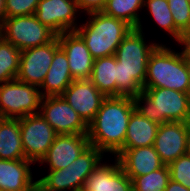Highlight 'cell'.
Listing matches in <instances>:
<instances>
[{
    "mask_svg": "<svg viewBox=\"0 0 190 191\" xmlns=\"http://www.w3.org/2000/svg\"><path fill=\"white\" fill-rule=\"evenodd\" d=\"M158 43L147 45L144 33L139 28H132L117 47L116 57V96H138L147 75V65L151 53Z\"/></svg>",
    "mask_w": 190,
    "mask_h": 191,
    "instance_id": "1",
    "label": "cell"
},
{
    "mask_svg": "<svg viewBox=\"0 0 190 191\" xmlns=\"http://www.w3.org/2000/svg\"><path fill=\"white\" fill-rule=\"evenodd\" d=\"M134 110L135 104L131 97H106L88 124L90 145L103 154L110 152L116 155L124 146L128 121Z\"/></svg>",
    "mask_w": 190,
    "mask_h": 191,
    "instance_id": "2",
    "label": "cell"
},
{
    "mask_svg": "<svg viewBox=\"0 0 190 191\" xmlns=\"http://www.w3.org/2000/svg\"><path fill=\"white\" fill-rule=\"evenodd\" d=\"M133 100L135 110L158 124L190 120V94L188 93L166 88H143ZM142 103L145 105L142 106Z\"/></svg>",
    "mask_w": 190,
    "mask_h": 191,
    "instance_id": "3",
    "label": "cell"
},
{
    "mask_svg": "<svg viewBox=\"0 0 190 191\" xmlns=\"http://www.w3.org/2000/svg\"><path fill=\"white\" fill-rule=\"evenodd\" d=\"M89 21L75 31L82 37L94 59L115 54L125 36L133 28L122 19L100 12L88 13Z\"/></svg>",
    "mask_w": 190,
    "mask_h": 191,
    "instance_id": "4",
    "label": "cell"
},
{
    "mask_svg": "<svg viewBox=\"0 0 190 191\" xmlns=\"http://www.w3.org/2000/svg\"><path fill=\"white\" fill-rule=\"evenodd\" d=\"M144 88H166L190 94V76L183 53L158 45L148 60Z\"/></svg>",
    "mask_w": 190,
    "mask_h": 191,
    "instance_id": "5",
    "label": "cell"
},
{
    "mask_svg": "<svg viewBox=\"0 0 190 191\" xmlns=\"http://www.w3.org/2000/svg\"><path fill=\"white\" fill-rule=\"evenodd\" d=\"M103 153L89 146L66 168L50 170L49 174L37 180V191H82L86 178L101 163Z\"/></svg>",
    "mask_w": 190,
    "mask_h": 191,
    "instance_id": "6",
    "label": "cell"
},
{
    "mask_svg": "<svg viewBox=\"0 0 190 191\" xmlns=\"http://www.w3.org/2000/svg\"><path fill=\"white\" fill-rule=\"evenodd\" d=\"M40 90L17 79L0 83V116L19 119L39 113L42 100Z\"/></svg>",
    "mask_w": 190,
    "mask_h": 191,
    "instance_id": "7",
    "label": "cell"
},
{
    "mask_svg": "<svg viewBox=\"0 0 190 191\" xmlns=\"http://www.w3.org/2000/svg\"><path fill=\"white\" fill-rule=\"evenodd\" d=\"M0 36L23 51L51 42L57 35L32 14L6 18Z\"/></svg>",
    "mask_w": 190,
    "mask_h": 191,
    "instance_id": "8",
    "label": "cell"
},
{
    "mask_svg": "<svg viewBox=\"0 0 190 191\" xmlns=\"http://www.w3.org/2000/svg\"><path fill=\"white\" fill-rule=\"evenodd\" d=\"M20 133L25 157L33 163L41 161L57 135L40 113L20 118Z\"/></svg>",
    "mask_w": 190,
    "mask_h": 191,
    "instance_id": "9",
    "label": "cell"
},
{
    "mask_svg": "<svg viewBox=\"0 0 190 191\" xmlns=\"http://www.w3.org/2000/svg\"><path fill=\"white\" fill-rule=\"evenodd\" d=\"M41 104L40 115L57 135L88 134V124L62 96L42 97Z\"/></svg>",
    "mask_w": 190,
    "mask_h": 191,
    "instance_id": "10",
    "label": "cell"
},
{
    "mask_svg": "<svg viewBox=\"0 0 190 191\" xmlns=\"http://www.w3.org/2000/svg\"><path fill=\"white\" fill-rule=\"evenodd\" d=\"M59 47L56 36L51 42L21 51L16 79L40 87Z\"/></svg>",
    "mask_w": 190,
    "mask_h": 191,
    "instance_id": "11",
    "label": "cell"
},
{
    "mask_svg": "<svg viewBox=\"0 0 190 191\" xmlns=\"http://www.w3.org/2000/svg\"><path fill=\"white\" fill-rule=\"evenodd\" d=\"M78 11L76 0H39L35 15L41 24L61 35L78 28L75 23Z\"/></svg>",
    "mask_w": 190,
    "mask_h": 191,
    "instance_id": "12",
    "label": "cell"
},
{
    "mask_svg": "<svg viewBox=\"0 0 190 191\" xmlns=\"http://www.w3.org/2000/svg\"><path fill=\"white\" fill-rule=\"evenodd\" d=\"M61 96L87 124L94 119L106 98L89 79L73 80Z\"/></svg>",
    "mask_w": 190,
    "mask_h": 191,
    "instance_id": "13",
    "label": "cell"
},
{
    "mask_svg": "<svg viewBox=\"0 0 190 191\" xmlns=\"http://www.w3.org/2000/svg\"><path fill=\"white\" fill-rule=\"evenodd\" d=\"M89 146L87 134L56 135L54 142L40 163H49V170L66 168Z\"/></svg>",
    "mask_w": 190,
    "mask_h": 191,
    "instance_id": "14",
    "label": "cell"
},
{
    "mask_svg": "<svg viewBox=\"0 0 190 191\" xmlns=\"http://www.w3.org/2000/svg\"><path fill=\"white\" fill-rule=\"evenodd\" d=\"M186 122H166L159 125L153 147L165 165L186 154Z\"/></svg>",
    "mask_w": 190,
    "mask_h": 191,
    "instance_id": "15",
    "label": "cell"
},
{
    "mask_svg": "<svg viewBox=\"0 0 190 191\" xmlns=\"http://www.w3.org/2000/svg\"><path fill=\"white\" fill-rule=\"evenodd\" d=\"M59 46L68 58V66L74 80L89 79L94 58L82 37L76 31H67L57 35Z\"/></svg>",
    "mask_w": 190,
    "mask_h": 191,
    "instance_id": "16",
    "label": "cell"
},
{
    "mask_svg": "<svg viewBox=\"0 0 190 191\" xmlns=\"http://www.w3.org/2000/svg\"><path fill=\"white\" fill-rule=\"evenodd\" d=\"M116 159L126 175L132 180L137 176L149 174L162 168L165 164L152 146L133 149H121Z\"/></svg>",
    "mask_w": 190,
    "mask_h": 191,
    "instance_id": "17",
    "label": "cell"
},
{
    "mask_svg": "<svg viewBox=\"0 0 190 191\" xmlns=\"http://www.w3.org/2000/svg\"><path fill=\"white\" fill-rule=\"evenodd\" d=\"M82 191H133L132 179L116 159L114 165L100 163L86 178Z\"/></svg>",
    "mask_w": 190,
    "mask_h": 191,
    "instance_id": "18",
    "label": "cell"
},
{
    "mask_svg": "<svg viewBox=\"0 0 190 191\" xmlns=\"http://www.w3.org/2000/svg\"><path fill=\"white\" fill-rule=\"evenodd\" d=\"M27 159H0V191H37Z\"/></svg>",
    "mask_w": 190,
    "mask_h": 191,
    "instance_id": "19",
    "label": "cell"
},
{
    "mask_svg": "<svg viewBox=\"0 0 190 191\" xmlns=\"http://www.w3.org/2000/svg\"><path fill=\"white\" fill-rule=\"evenodd\" d=\"M73 80L68 66L67 55L64 50L59 47L55 51L50 68L42 85L39 87L45 90L44 93L41 91L42 97L61 96Z\"/></svg>",
    "mask_w": 190,
    "mask_h": 191,
    "instance_id": "20",
    "label": "cell"
},
{
    "mask_svg": "<svg viewBox=\"0 0 190 191\" xmlns=\"http://www.w3.org/2000/svg\"><path fill=\"white\" fill-rule=\"evenodd\" d=\"M159 125L141 115L137 110H134L128 121L127 133L122 149L152 146Z\"/></svg>",
    "mask_w": 190,
    "mask_h": 191,
    "instance_id": "21",
    "label": "cell"
},
{
    "mask_svg": "<svg viewBox=\"0 0 190 191\" xmlns=\"http://www.w3.org/2000/svg\"><path fill=\"white\" fill-rule=\"evenodd\" d=\"M0 159H26L21 141L20 118H5L0 123Z\"/></svg>",
    "mask_w": 190,
    "mask_h": 191,
    "instance_id": "22",
    "label": "cell"
},
{
    "mask_svg": "<svg viewBox=\"0 0 190 191\" xmlns=\"http://www.w3.org/2000/svg\"><path fill=\"white\" fill-rule=\"evenodd\" d=\"M116 57L114 55L94 59L89 80L106 97L116 96Z\"/></svg>",
    "mask_w": 190,
    "mask_h": 191,
    "instance_id": "23",
    "label": "cell"
},
{
    "mask_svg": "<svg viewBox=\"0 0 190 191\" xmlns=\"http://www.w3.org/2000/svg\"><path fill=\"white\" fill-rule=\"evenodd\" d=\"M144 0H107L102 12L108 16L119 18L133 28L143 29L140 15L137 13L143 6Z\"/></svg>",
    "mask_w": 190,
    "mask_h": 191,
    "instance_id": "24",
    "label": "cell"
},
{
    "mask_svg": "<svg viewBox=\"0 0 190 191\" xmlns=\"http://www.w3.org/2000/svg\"><path fill=\"white\" fill-rule=\"evenodd\" d=\"M143 6L148 7L149 14L157 25L182 44V34L175 28V23L167 0H144Z\"/></svg>",
    "mask_w": 190,
    "mask_h": 191,
    "instance_id": "25",
    "label": "cell"
},
{
    "mask_svg": "<svg viewBox=\"0 0 190 191\" xmlns=\"http://www.w3.org/2000/svg\"><path fill=\"white\" fill-rule=\"evenodd\" d=\"M21 51L0 36V83L16 79Z\"/></svg>",
    "mask_w": 190,
    "mask_h": 191,
    "instance_id": "26",
    "label": "cell"
},
{
    "mask_svg": "<svg viewBox=\"0 0 190 191\" xmlns=\"http://www.w3.org/2000/svg\"><path fill=\"white\" fill-rule=\"evenodd\" d=\"M168 165L132 180L133 191H164L170 180Z\"/></svg>",
    "mask_w": 190,
    "mask_h": 191,
    "instance_id": "27",
    "label": "cell"
},
{
    "mask_svg": "<svg viewBox=\"0 0 190 191\" xmlns=\"http://www.w3.org/2000/svg\"><path fill=\"white\" fill-rule=\"evenodd\" d=\"M175 28L183 35L190 25V0H167Z\"/></svg>",
    "mask_w": 190,
    "mask_h": 191,
    "instance_id": "28",
    "label": "cell"
},
{
    "mask_svg": "<svg viewBox=\"0 0 190 191\" xmlns=\"http://www.w3.org/2000/svg\"><path fill=\"white\" fill-rule=\"evenodd\" d=\"M170 178L190 189V155L184 154L169 165Z\"/></svg>",
    "mask_w": 190,
    "mask_h": 191,
    "instance_id": "29",
    "label": "cell"
},
{
    "mask_svg": "<svg viewBox=\"0 0 190 191\" xmlns=\"http://www.w3.org/2000/svg\"><path fill=\"white\" fill-rule=\"evenodd\" d=\"M39 0H5L6 17L35 14Z\"/></svg>",
    "mask_w": 190,
    "mask_h": 191,
    "instance_id": "30",
    "label": "cell"
},
{
    "mask_svg": "<svg viewBox=\"0 0 190 191\" xmlns=\"http://www.w3.org/2000/svg\"><path fill=\"white\" fill-rule=\"evenodd\" d=\"M107 0H76L78 8L87 13L100 12L104 9Z\"/></svg>",
    "mask_w": 190,
    "mask_h": 191,
    "instance_id": "31",
    "label": "cell"
},
{
    "mask_svg": "<svg viewBox=\"0 0 190 191\" xmlns=\"http://www.w3.org/2000/svg\"><path fill=\"white\" fill-rule=\"evenodd\" d=\"M164 191H190V189L170 179Z\"/></svg>",
    "mask_w": 190,
    "mask_h": 191,
    "instance_id": "32",
    "label": "cell"
},
{
    "mask_svg": "<svg viewBox=\"0 0 190 191\" xmlns=\"http://www.w3.org/2000/svg\"><path fill=\"white\" fill-rule=\"evenodd\" d=\"M183 48L182 53L190 76V47L187 44H183Z\"/></svg>",
    "mask_w": 190,
    "mask_h": 191,
    "instance_id": "33",
    "label": "cell"
},
{
    "mask_svg": "<svg viewBox=\"0 0 190 191\" xmlns=\"http://www.w3.org/2000/svg\"><path fill=\"white\" fill-rule=\"evenodd\" d=\"M6 18L5 0H0V27L3 25Z\"/></svg>",
    "mask_w": 190,
    "mask_h": 191,
    "instance_id": "34",
    "label": "cell"
},
{
    "mask_svg": "<svg viewBox=\"0 0 190 191\" xmlns=\"http://www.w3.org/2000/svg\"><path fill=\"white\" fill-rule=\"evenodd\" d=\"M187 126V144H186V154L190 155V120L186 122Z\"/></svg>",
    "mask_w": 190,
    "mask_h": 191,
    "instance_id": "35",
    "label": "cell"
},
{
    "mask_svg": "<svg viewBox=\"0 0 190 191\" xmlns=\"http://www.w3.org/2000/svg\"><path fill=\"white\" fill-rule=\"evenodd\" d=\"M189 42H190V25L182 35V44H188Z\"/></svg>",
    "mask_w": 190,
    "mask_h": 191,
    "instance_id": "36",
    "label": "cell"
},
{
    "mask_svg": "<svg viewBox=\"0 0 190 191\" xmlns=\"http://www.w3.org/2000/svg\"><path fill=\"white\" fill-rule=\"evenodd\" d=\"M4 119H5V118H3V117L0 116V123H1Z\"/></svg>",
    "mask_w": 190,
    "mask_h": 191,
    "instance_id": "37",
    "label": "cell"
}]
</instances>
